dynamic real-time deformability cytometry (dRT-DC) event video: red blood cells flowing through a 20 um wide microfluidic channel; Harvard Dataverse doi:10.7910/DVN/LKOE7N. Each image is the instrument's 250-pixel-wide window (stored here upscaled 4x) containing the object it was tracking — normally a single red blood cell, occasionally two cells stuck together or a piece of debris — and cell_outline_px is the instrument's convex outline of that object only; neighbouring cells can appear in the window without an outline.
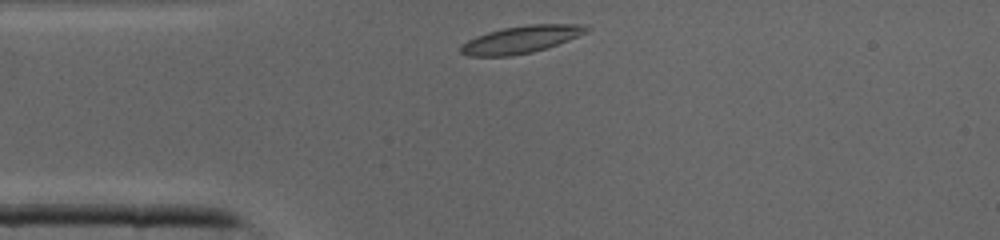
{"species": "common noctule bat (a hibernating species)", "species_latin": "Nyctalus noctula", "temperature_condition": "cold", "stored_images_in_passage": 25, "camera_frame_rate_fps": 3000, "um_per_image_px": 0.085, "animal": {"sex": "male", "body_mass_g": 19.0, "forearm_length_mm": 50.8}, "frame": {"image": 1, "passage_image": 1, "time_ms": 0.0, "image_size_px": [1000, 240], "cell_outline_px": [[592, 28], [588, 32], [568, 40], [532, 52], [512, 56], [468, 56], [460, 52], [460, 48], [468, 40], [476, 36], [488, 32], [504, 28], [528, 24], [588, 24]], "centroid_in_image_um": [44.34, 3.34], "position_along_channel_um": 40.7, "area_um2": 19.94}}
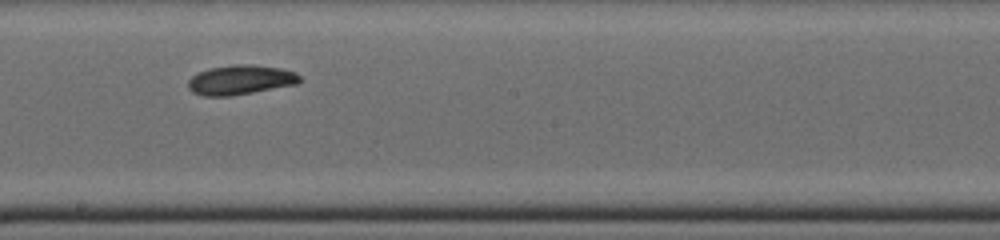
{"frame": {"image": 2, "passage_image": 14, "time_ms": 4.333, "image_size_px": [1000, 240], "cell_outline_px": [[304, 80], [296, 84], [232, 96], [204, 96], [192, 92], [188, 88], [188, 80], [192, 76], [208, 68], [236, 64], [252, 64], [280, 68], [296, 72]], "centroid_in_image_um": [20.45, 6.79], "position_along_channel_um": 227.7, "area_um2": 19.36}}
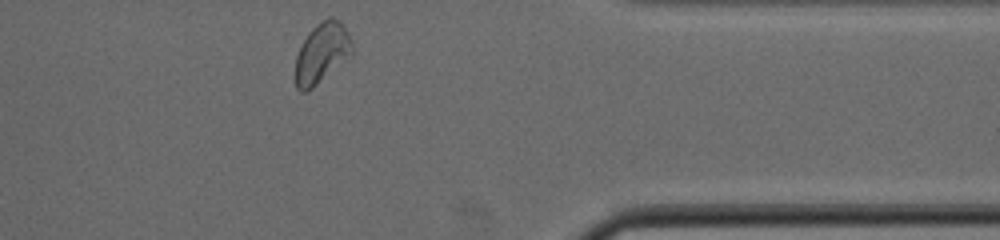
{"frame": {"image": 3, "passage_image": 25, "time_ms": 8.0, "image_size_px": [1000, 240], "cell_outline_px": [[352, 52], [312, 88], [304, 92], [300, 92], [296, 88], [296, 56], [308, 32], [316, 24], [328, 16], [332, 16], [340, 20], [344, 24], [352, 44]], "centroid_in_image_um": [27.33, 4.45], "position_along_channel_um": 384.1, "area_um2": 19.42}}